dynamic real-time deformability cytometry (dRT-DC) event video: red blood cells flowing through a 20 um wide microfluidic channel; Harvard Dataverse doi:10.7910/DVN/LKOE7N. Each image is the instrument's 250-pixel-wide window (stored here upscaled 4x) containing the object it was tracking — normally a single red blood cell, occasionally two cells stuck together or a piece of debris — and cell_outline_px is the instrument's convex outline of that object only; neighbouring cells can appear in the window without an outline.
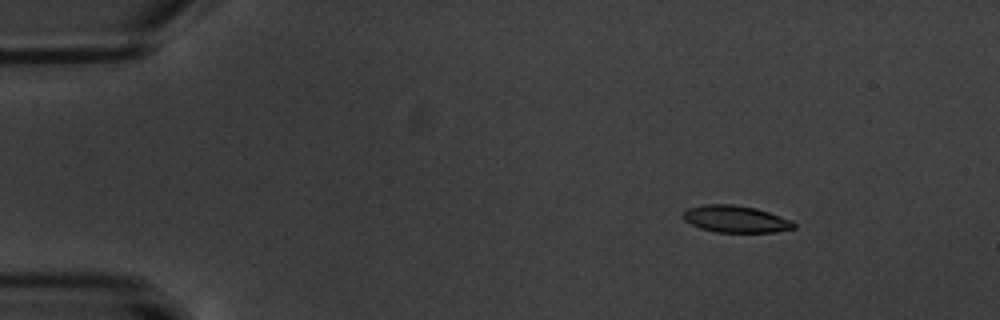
{"species": "common noctule bat (a hibernating species)", "species_latin": "Nyctalus noctula", "temperature_condition": "warm", "stored_images_in_passage": 6, "camera_frame_rate_fps": 3000, "um_per_image_px": 0.085, "animal": {"sex": "male", "body_mass_g": 20.1, "forearm_length_mm": 53.5}, "frame": {"image": 1, "passage_image": 3, "time_ms": 2.333, "image_size_px": [1000, 320], "cell_outline_px": [[796, 228], [772, 232], [716, 232], [700, 228], [684, 220], [684, 212], [688, 208], [704, 204], [732, 204], [756, 208], [792, 220], [796, 224]], "centroid_in_image_um": [62.55, 18.62], "position_along_channel_um": 22.5, "area_um2": 17.28}}